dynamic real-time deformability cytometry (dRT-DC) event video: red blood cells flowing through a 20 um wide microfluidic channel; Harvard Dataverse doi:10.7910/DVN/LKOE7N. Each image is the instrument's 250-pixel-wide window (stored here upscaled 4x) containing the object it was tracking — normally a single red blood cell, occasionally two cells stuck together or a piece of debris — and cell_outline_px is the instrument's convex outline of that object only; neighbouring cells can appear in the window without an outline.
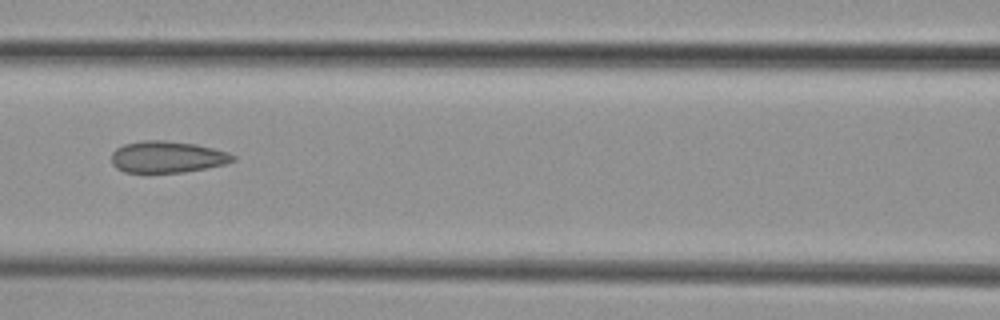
{"species": "common noctule bat (a hibernating species)", "species_latin": "Nyctalus noctula", "temperature_condition": "cold", "stored_images_in_passage": 8, "camera_frame_rate_fps": 3000, "um_per_image_px": 0.085, "animal": {"sex": "female", "body_mass_g": 29.2, "forearm_length_mm": 56.3}, "frame": {"image": 1, "passage_image": 5, "time_ms": 5.667, "image_size_px": [1000, 320], "cell_outline_px": [[236, 160], [224, 164], [184, 172], [124, 172], [116, 168], [112, 164], [112, 152], [116, 148], [124, 144], [144, 140], [164, 140], [196, 144], [228, 152], [236, 156]], "centroid_in_image_um": [14.21, 13.33], "position_along_channel_um": 152.4, "area_um2": 22.31}}
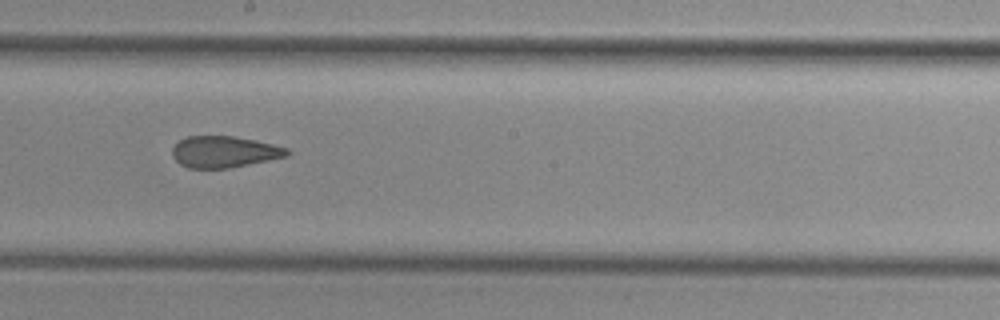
{"frame": {"image": 2, "passage_image": 7, "time_ms": 7.667, "image_size_px": [1000, 320], "cell_outline_px": [[292, 152], [288, 156], [228, 168], [188, 168], [180, 164], [172, 156], [172, 148], [180, 140], [188, 136], [236, 136], [256, 140], [288, 148]], "centroid_in_image_um": [19.07, 12.9], "position_along_channel_um": 229.1, "area_um2": 21.04}}
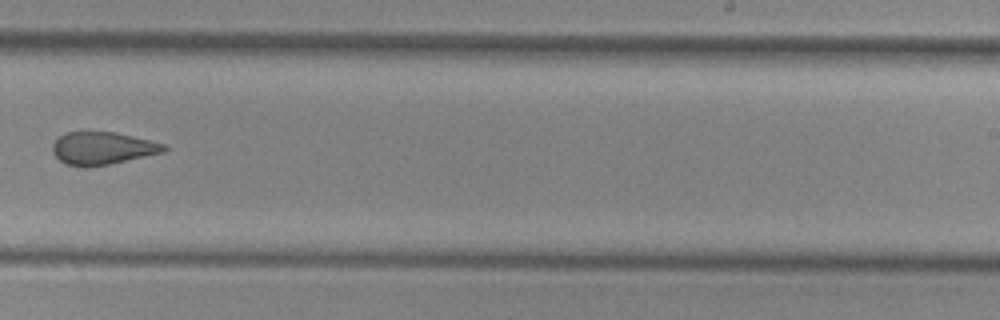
{"frame": {"image": 3, "passage_image": 8, "time_ms": 9.0, "image_size_px": [1000, 320], "cell_outline_px": [[168, 148], [164, 152], [108, 164], [84, 168], [68, 164], [60, 160], [52, 152], [52, 144], [60, 136], [68, 132], [116, 132], [164, 144]], "centroid_in_image_um": [8.69, 12.6], "position_along_channel_um": 280.3, "area_um2": 20.92}}